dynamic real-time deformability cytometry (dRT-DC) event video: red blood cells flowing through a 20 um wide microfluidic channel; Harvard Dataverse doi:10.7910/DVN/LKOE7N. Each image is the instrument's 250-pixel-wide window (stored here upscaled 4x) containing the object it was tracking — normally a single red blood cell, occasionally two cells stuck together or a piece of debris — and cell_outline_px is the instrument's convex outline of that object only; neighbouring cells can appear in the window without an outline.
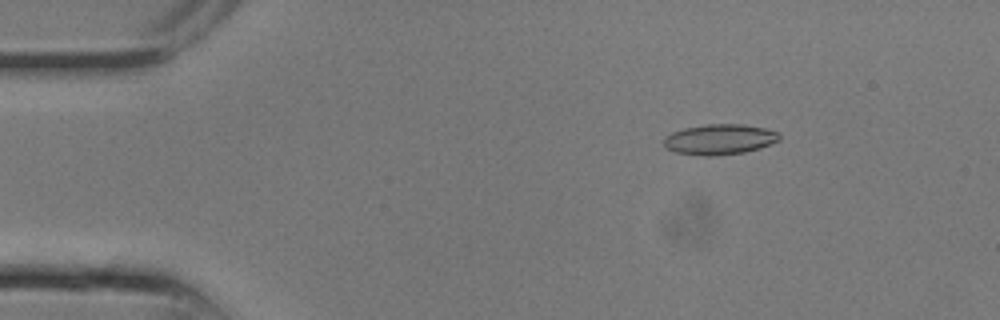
{"species": "common noctule bat (a hibernating species)", "species_latin": "Nyctalus noctula", "temperature_condition": "room temperature", "stored_images_in_passage": 9, "camera_frame_rate_fps": 3000, "um_per_image_px": 0.085, "animal": {"sex": "male", "body_mass_g": 13.3}, "frame": {"image": 1, "passage_image": 4, "time_ms": 1.0, "image_size_px": [1000, 320], "cell_outline_px": [[780, 140], [760, 148], [744, 152], [716, 156], [700, 156], [676, 152], [668, 148], [664, 144], [664, 136], [672, 132], [684, 128], [704, 124], [744, 124], [764, 128], [780, 132]], "centroid_in_image_um": [61.18, 11.84], "position_along_channel_um": 23.8, "area_um2": 20.63}}
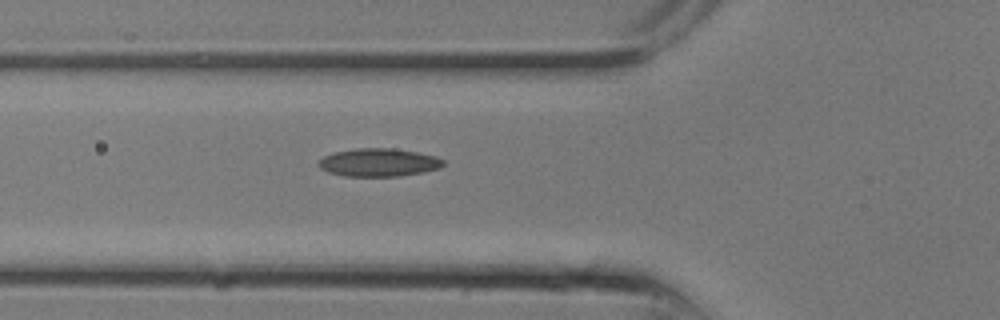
{"frame": {"image": 2, "passage_image": 9, "time_ms": 2.667, "image_size_px": [1000, 320], "cell_outline_px": [[444, 164], [440, 168], [400, 176], [344, 176], [328, 172], [320, 168], [316, 164], [324, 156], [332, 152], [356, 148], [392, 148], [416, 152], [436, 156], [444, 160]], "centroid_in_image_um": [32.15, 13.8], "position_along_channel_um": 93.6, "area_um2": 20.4}}